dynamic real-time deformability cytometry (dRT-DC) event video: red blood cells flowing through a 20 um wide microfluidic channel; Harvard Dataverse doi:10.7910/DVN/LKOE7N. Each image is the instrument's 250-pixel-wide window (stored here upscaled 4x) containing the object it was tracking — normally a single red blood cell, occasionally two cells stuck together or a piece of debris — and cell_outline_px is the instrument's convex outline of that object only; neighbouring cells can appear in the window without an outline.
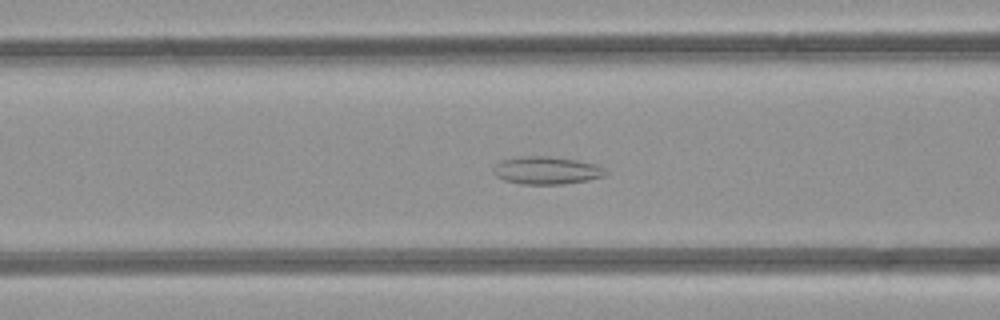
{"species": "common noctule bat (a hibernating species)", "species_latin": "Nyctalus noctula", "temperature_condition": "room temperature", "stored_images_in_passage": 34, "camera_frame_rate_fps": 3000, "um_per_image_px": 0.085, "animal": {"sex": "female", "body_mass_g": 21.9}, "frame": {"image": 1, "passage_image": 4, "time_ms": 1.0, "image_size_px": [1000, 320], "cell_outline_px": [[608, 172], [604, 176], [588, 180], [564, 184], [520, 184], [504, 180], [496, 176], [492, 172], [492, 168], [500, 160], [520, 156], [548, 156], [576, 160], [596, 164]], "centroid_in_image_um": [46.41, 14.48], "position_along_channel_um": 120.2, "area_um2": 18.21}}
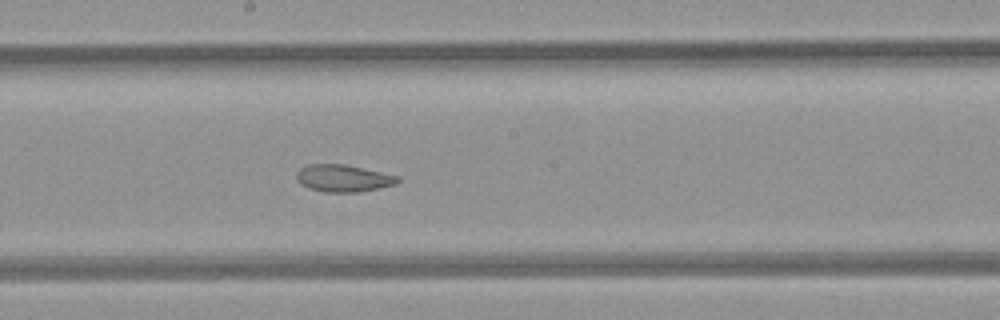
{"frame": {"image": 2, "passage_image": 11, "time_ms": 3.333, "image_size_px": [1000, 320], "cell_outline_px": [[400, 180], [396, 184], [380, 188], [360, 192], [324, 192], [308, 188], [300, 184], [296, 180], [296, 172], [300, 168], [308, 164], [344, 164], [400, 176]], "centroid_in_image_um": [29.16, 15.15], "position_along_channel_um": 219.0, "area_um2": 16.18}}
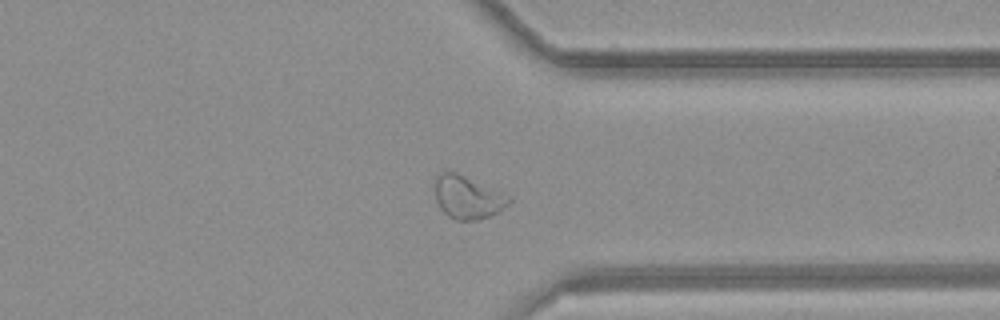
{"frame": {"image": 3, "passage_image": 22, "time_ms": 7.0, "image_size_px": [1000, 320], "cell_outline_px": [[512, 200], [504, 208], [488, 216], [476, 220], [456, 220], [448, 216], [440, 208], [436, 200], [432, 180], [440, 172], [456, 172], [504, 192], [512, 196]], "centroid_in_image_um": [39.73, 16.74], "position_along_channel_um": 371.7, "area_um2": 18.84}}